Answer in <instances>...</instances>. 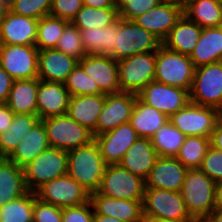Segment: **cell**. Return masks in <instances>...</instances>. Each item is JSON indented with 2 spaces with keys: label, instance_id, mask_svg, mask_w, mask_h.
<instances>
[{
  "label": "cell",
  "instance_id": "3957f363",
  "mask_svg": "<svg viewBox=\"0 0 222 222\" xmlns=\"http://www.w3.org/2000/svg\"><path fill=\"white\" fill-rule=\"evenodd\" d=\"M195 66L188 55L161 45L156 51L155 81L190 91Z\"/></svg>",
  "mask_w": 222,
  "mask_h": 222
},
{
  "label": "cell",
  "instance_id": "60d3db41",
  "mask_svg": "<svg viewBox=\"0 0 222 222\" xmlns=\"http://www.w3.org/2000/svg\"><path fill=\"white\" fill-rule=\"evenodd\" d=\"M55 49L77 60L86 55L82 45L80 30L72 22L66 24Z\"/></svg>",
  "mask_w": 222,
  "mask_h": 222
},
{
  "label": "cell",
  "instance_id": "d6a6232c",
  "mask_svg": "<svg viewBox=\"0 0 222 222\" xmlns=\"http://www.w3.org/2000/svg\"><path fill=\"white\" fill-rule=\"evenodd\" d=\"M183 14L202 28L222 26L220 0H187Z\"/></svg>",
  "mask_w": 222,
  "mask_h": 222
},
{
  "label": "cell",
  "instance_id": "f6af8a7d",
  "mask_svg": "<svg viewBox=\"0 0 222 222\" xmlns=\"http://www.w3.org/2000/svg\"><path fill=\"white\" fill-rule=\"evenodd\" d=\"M200 170L214 182L222 181V151L210 146L203 158Z\"/></svg>",
  "mask_w": 222,
  "mask_h": 222
},
{
  "label": "cell",
  "instance_id": "5b68a950",
  "mask_svg": "<svg viewBox=\"0 0 222 222\" xmlns=\"http://www.w3.org/2000/svg\"><path fill=\"white\" fill-rule=\"evenodd\" d=\"M161 45L162 42L156 36L134 21L119 18L115 50L109 56L119 61L135 54L155 52Z\"/></svg>",
  "mask_w": 222,
  "mask_h": 222
},
{
  "label": "cell",
  "instance_id": "d590c367",
  "mask_svg": "<svg viewBox=\"0 0 222 222\" xmlns=\"http://www.w3.org/2000/svg\"><path fill=\"white\" fill-rule=\"evenodd\" d=\"M186 136L170 121L162 125L150 138L158 157H176Z\"/></svg>",
  "mask_w": 222,
  "mask_h": 222
},
{
  "label": "cell",
  "instance_id": "9c48e42d",
  "mask_svg": "<svg viewBox=\"0 0 222 222\" xmlns=\"http://www.w3.org/2000/svg\"><path fill=\"white\" fill-rule=\"evenodd\" d=\"M121 92L138 94L155 79L156 51L117 61Z\"/></svg>",
  "mask_w": 222,
  "mask_h": 222
},
{
  "label": "cell",
  "instance_id": "d4e9b609",
  "mask_svg": "<svg viewBox=\"0 0 222 222\" xmlns=\"http://www.w3.org/2000/svg\"><path fill=\"white\" fill-rule=\"evenodd\" d=\"M49 147L45 126L39 119L24 135L8 159L23 168Z\"/></svg>",
  "mask_w": 222,
  "mask_h": 222
},
{
  "label": "cell",
  "instance_id": "94428289",
  "mask_svg": "<svg viewBox=\"0 0 222 222\" xmlns=\"http://www.w3.org/2000/svg\"><path fill=\"white\" fill-rule=\"evenodd\" d=\"M2 13H3V12L0 10V20H1Z\"/></svg>",
  "mask_w": 222,
  "mask_h": 222
},
{
  "label": "cell",
  "instance_id": "277c9868",
  "mask_svg": "<svg viewBox=\"0 0 222 222\" xmlns=\"http://www.w3.org/2000/svg\"><path fill=\"white\" fill-rule=\"evenodd\" d=\"M42 121L50 147L69 151L94 141L93 133L67 114L48 117Z\"/></svg>",
  "mask_w": 222,
  "mask_h": 222
},
{
  "label": "cell",
  "instance_id": "816d5d0a",
  "mask_svg": "<svg viewBox=\"0 0 222 222\" xmlns=\"http://www.w3.org/2000/svg\"><path fill=\"white\" fill-rule=\"evenodd\" d=\"M83 5L93 8L118 7L114 0H83Z\"/></svg>",
  "mask_w": 222,
  "mask_h": 222
},
{
  "label": "cell",
  "instance_id": "11a10c76",
  "mask_svg": "<svg viewBox=\"0 0 222 222\" xmlns=\"http://www.w3.org/2000/svg\"><path fill=\"white\" fill-rule=\"evenodd\" d=\"M93 220L94 222H123L114 217L97 214L95 211L93 214Z\"/></svg>",
  "mask_w": 222,
  "mask_h": 222
},
{
  "label": "cell",
  "instance_id": "44dd1931",
  "mask_svg": "<svg viewBox=\"0 0 222 222\" xmlns=\"http://www.w3.org/2000/svg\"><path fill=\"white\" fill-rule=\"evenodd\" d=\"M182 15V8L172 4L160 3L133 21L163 42Z\"/></svg>",
  "mask_w": 222,
  "mask_h": 222
},
{
  "label": "cell",
  "instance_id": "ab89813d",
  "mask_svg": "<svg viewBox=\"0 0 222 222\" xmlns=\"http://www.w3.org/2000/svg\"><path fill=\"white\" fill-rule=\"evenodd\" d=\"M64 85L71 96L104 94L79 63L68 75Z\"/></svg>",
  "mask_w": 222,
  "mask_h": 222
},
{
  "label": "cell",
  "instance_id": "2e32d148",
  "mask_svg": "<svg viewBox=\"0 0 222 222\" xmlns=\"http://www.w3.org/2000/svg\"><path fill=\"white\" fill-rule=\"evenodd\" d=\"M139 138L130 122L122 123L115 129L94 136L103 160L107 165L119 164L126 151Z\"/></svg>",
  "mask_w": 222,
  "mask_h": 222
},
{
  "label": "cell",
  "instance_id": "7a4b0ae2",
  "mask_svg": "<svg viewBox=\"0 0 222 222\" xmlns=\"http://www.w3.org/2000/svg\"><path fill=\"white\" fill-rule=\"evenodd\" d=\"M215 187L200 169H188L180 192L192 218L201 222L213 211Z\"/></svg>",
  "mask_w": 222,
  "mask_h": 222
},
{
  "label": "cell",
  "instance_id": "6f0895ef",
  "mask_svg": "<svg viewBox=\"0 0 222 222\" xmlns=\"http://www.w3.org/2000/svg\"><path fill=\"white\" fill-rule=\"evenodd\" d=\"M161 3L172 4L184 10L187 0H160Z\"/></svg>",
  "mask_w": 222,
  "mask_h": 222
},
{
  "label": "cell",
  "instance_id": "ffe728a7",
  "mask_svg": "<svg viewBox=\"0 0 222 222\" xmlns=\"http://www.w3.org/2000/svg\"><path fill=\"white\" fill-rule=\"evenodd\" d=\"M70 97L64 84L38 78L37 116L43 120L67 114Z\"/></svg>",
  "mask_w": 222,
  "mask_h": 222
},
{
  "label": "cell",
  "instance_id": "1f68e13d",
  "mask_svg": "<svg viewBox=\"0 0 222 222\" xmlns=\"http://www.w3.org/2000/svg\"><path fill=\"white\" fill-rule=\"evenodd\" d=\"M118 20L106 27L80 30L86 55H110L115 50Z\"/></svg>",
  "mask_w": 222,
  "mask_h": 222
},
{
  "label": "cell",
  "instance_id": "8fae6325",
  "mask_svg": "<svg viewBox=\"0 0 222 222\" xmlns=\"http://www.w3.org/2000/svg\"><path fill=\"white\" fill-rule=\"evenodd\" d=\"M143 215L169 221L194 219L188 213L180 191L175 192L158 188H145Z\"/></svg>",
  "mask_w": 222,
  "mask_h": 222
},
{
  "label": "cell",
  "instance_id": "4dcf8cb0",
  "mask_svg": "<svg viewBox=\"0 0 222 222\" xmlns=\"http://www.w3.org/2000/svg\"><path fill=\"white\" fill-rule=\"evenodd\" d=\"M168 121L169 117L166 114L136 98L130 124L139 137L151 138Z\"/></svg>",
  "mask_w": 222,
  "mask_h": 222
},
{
  "label": "cell",
  "instance_id": "680465c9",
  "mask_svg": "<svg viewBox=\"0 0 222 222\" xmlns=\"http://www.w3.org/2000/svg\"><path fill=\"white\" fill-rule=\"evenodd\" d=\"M11 4V0H0V10L5 12L9 10Z\"/></svg>",
  "mask_w": 222,
  "mask_h": 222
},
{
  "label": "cell",
  "instance_id": "f5cc1de1",
  "mask_svg": "<svg viewBox=\"0 0 222 222\" xmlns=\"http://www.w3.org/2000/svg\"><path fill=\"white\" fill-rule=\"evenodd\" d=\"M214 208H222V181L216 182Z\"/></svg>",
  "mask_w": 222,
  "mask_h": 222
},
{
  "label": "cell",
  "instance_id": "7c38bea8",
  "mask_svg": "<svg viewBox=\"0 0 222 222\" xmlns=\"http://www.w3.org/2000/svg\"><path fill=\"white\" fill-rule=\"evenodd\" d=\"M35 193L41 201L60 208L80 206L90 201L89 192L67 174L45 183Z\"/></svg>",
  "mask_w": 222,
  "mask_h": 222
},
{
  "label": "cell",
  "instance_id": "e575fe53",
  "mask_svg": "<svg viewBox=\"0 0 222 222\" xmlns=\"http://www.w3.org/2000/svg\"><path fill=\"white\" fill-rule=\"evenodd\" d=\"M118 19V7L93 8L83 5L71 22L79 30H83L106 27L115 23Z\"/></svg>",
  "mask_w": 222,
  "mask_h": 222
},
{
  "label": "cell",
  "instance_id": "ee69618b",
  "mask_svg": "<svg viewBox=\"0 0 222 222\" xmlns=\"http://www.w3.org/2000/svg\"><path fill=\"white\" fill-rule=\"evenodd\" d=\"M62 208L41 201L34 192L33 222H62Z\"/></svg>",
  "mask_w": 222,
  "mask_h": 222
},
{
  "label": "cell",
  "instance_id": "7bdbcfd3",
  "mask_svg": "<svg viewBox=\"0 0 222 222\" xmlns=\"http://www.w3.org/2000/svg\"><path fill=\"white\" fill-rule=\"evenodd\" d=\"M160 3V0H124L118 5L119 18L133 21Z\"/></svg>",
  "mask_w": 222,
  "mask_h": 222
},
{
  "label": "cell",
  "instance_id": "cb8c5ba5",
  "mask_svg": "<svg viewBox=\"0 0 222 222\" xmlns=\"http://www.w3.org/2000/svg\"><path fill=\"white\" fill-rule=\"evenodd\" d=\"M157 158L158 154L150 138L139 137L126 151L119 165L145 180Z\"/></svg>",
  "mask_w": 222,
  "mask_h": 222
},
{
  "label": "cell",
  "instance_id": "5bb4252c",
  "mask_svg": "<svg viewBox=\"0 0 222 222\" xmlns=\"http://www.w3.org/2000/svg\"><path fill=\"white\" fill-rule=\"evenodd\" d=\"M137 96L146 105L154 107L168 117L190 102L188 90L166 85L155 80L149 82Z\"/></svg>",
  "mask_w": 222,
  "mask_h": 222
},
{
  "label": "cell",
  "instance_id": "db71d44e",
  "mask_svg": "<svg viewBox=\"0 0 222 222\" xmlns=\"http://www.w3.org/2000/svg\"><path fill=\"white\" fill-rule=\"evenodd\" d=\"M201 222H222V208H214L213 211Z\"/></svg>",
  "mask_w": 222,
  "mask_h": 222
},
{
  "label": "cell",
  "instance_id": "6da1fadb",
  "mask_svg": "<svg viewBox=\"0 0 222 222\" xmlns=\"http://www.w3.org/2000/svg\"><path fill=\"white\" fill-rule=\"evenodd\" d=\"M106 166L95 141L67 151V175L89 194L99 190Z\"/></svg>",
  "mask_w": 222,
  "mask_h": 222
},
{
  "label": "cell",
  "instance_id": "e0dca14e",
  "mask_svg": "<svg viewBox=\"0 0 222 222\" xmlns=\"http://www.w3.org/2000/svg\"><path fill=\"white\" fill-rule=\"evenodd\" d=\"M79 64L104 94L121 92L118 63L111 56L85 55L79 60Z\"/></svg>",
  "mask_w": 222,
  "mask_h": 222
},
{
  "label": "cell",
  "instance_id": "bcb514c9",
  "mask_svg": "<svg viewBox=\"0 0 222 222\" xmlns=\"http://www.w3.org/2000/svg\"><path fill=\"white\" fill-rule=\"evenodd\" d=\"M83 7V0H52L51 16L71 22Z\"/></svg>",
  "mask_w": 222,
  "mask_h": 222
},
{
  "label": "cell",
  "instance_id": "52a82bcc",
  "mask_svg": "<svg viewBox=\"0 0 222 222\" xmlns=\"http://www.w3.org/2000/svg\"><path fill=\"white\" fill-rule=\"evenodd\" d=\"M190 102L222 113V61L195 68Z\"/></svg>",
  "mask_w": 222,
  "mask_h": 222
},
{
  "label": "cell",
  "instance_id": "9f6ffc18",
  "mask_svg": "<svg viewBox=\"0 0 222 222\" xmlns=\"http://www.w3.org/2000/svg\"><path fill=\"white\" fill-rule=\"evenodd\" d=\"M141 222H200V221L197 220V219H190V220H185V221H169V220H166V219L144 216L143 220Z\"/></svg>",
  "mask_w": 222,
  "mask_h": 222
},
{
  "label": "cell",
  "instance_id": "ba28073f",
  "mask_svg": "<svg viewBox=\"0 0 222 222\" xmlns=\"http://www.w3.org/2000/svg\"><path fill=\"white\" fill-rule=\"evenodd\" d=\"M221 117L222 113L216 108L189 102L185 107L172 114L169 121L185 136L210 138Z\"/></svg>",
  "mask_w": 222,
  "mask_h": 222
},
{
  "label": "cell",
  "instance_id": "7402d4cb",
  "mask_svg": "<svg viewBox=\"0 0 222 222\" xmlns=\"http://www.w3.org/2000/svg\"><path fill=\"white\" fill-rule=\"evenodd\" d=\"M90 202L97 214L123 222H141L144 217L143 200L114 199L94 192L90 194Z\"/></svg>",
  "mask_w": 222,
  "mask_h": 222
},
{
  "label": "cell",
  "instance_id": "91938a15",
  "mask_svg": "<svg viewBox=\"0 0 222 222\" xmlns=\"http://www.w3.org/2000/svg\"><path fill=\"white\" fill-rule=\"evenodd\" d=\"M124 0H114V3L118 6L121 2H123Z\"/></svg>",
  "mask_w": 222,
  "mask_h": 222
},
{
  "label": "cell",
  "instance_id": "30bf717a",
  "mask_svg": "<svg viewBox=\"0 0 222 222\" xmlns=\"http://www.w3.org/2000/svg\"><path fill=\"white\" fill-rule=\"evenodd\" d=\"M145 188L143 178L115 164L106 166L97 192L114 199L143 200Z\"/></svg>",
  "mask_w": 222,
  "mask_h": 222
},
{
  "label": "cell",
  "instance_id": "74e56055",
  "mask_svg": "<svg viewBox=\"0 0 222 222\" xmlns=\"http://www.w3.org/2000/svg\"><path fill=\"white\" fill-rule=\"evenodd\" d=\"M68 21L51 15L39 19L35 46L39 50L55 49Z\"/></svg>",
  "mask_w": 222,
  "mask_h": 222
},
{
  "label": "cell",
  "instance_id": "f1b7e54d",
  "mask_svg": "<svg viewBox=\"0 0 222 222\" xmlns=\"http://www.w3.org/2000/svg\"><path fill=\"white\" fill-rule=\"evenodd\" d=\"M189 57L195 68L222 61V26L202 28L199 41Z\"/></svg>",
  "mask_w": 222,
  "mask_h": 222
},
{
  "label": "cell",
  "instance_id": "681fc988",
  "mask_svg": "<svg viewBox=\"0 0 222 222\" xmlns=\"http://www.w3.org/2000/svg\"><path fill=\"white\" fill-rule=\"evenodd\" d=\"M14 112L4 103L0 104V134L5 133L11 125Z\"/></svg>",
  "mask_w": 222,
  "mask_h": 222
},
{
  "label": "cell",
  "instance_id": "836d02e7",
  "mask_svg": "<svg viewBox=\"0 0 222 222\" xmlns=\"http://www.w3.org/2000/svg\"><path fill=\"white\" fill-rule=\"evenodd\" d=\"M38 120L37 115L14 114L8 130L0 134V158H8Z\"/></svg>",
  "mask_w": 222,
  "mask_h": 222
},
{
  "label": "cell",
  "instance_id": "8992f818",
  "mask_svg": "<svg viewBox=\"0 0 222 222\" xmlns=\"http://www.w3.org/2000/svg\"><path fill=\"white\" fill-rule=\"evenodd\" d=\"M23 170L27 189L36 192L45 183L67 174V151L49 147Z\"/></svg>",
  "mask_w": 222,
  "mask_h": 222
},
{
  "label": "cell",
  "instance_id": "7dc6e473",
  "mask_svg": "<svg viewBox=\"0 0 222 222\" xmlns=\"http://www.w3.org/2000/svg\"><path fill=\"white\" fill-rule=\"evenodd\" d=\"M62 212V222H94V209L90 201L80 206L62 208Z\"/></svg>",
  "mask_w": 222,
  "mask_h": 222
},
{
  "label": "cell",
  "instance_id": "ac0fdd59",
  "mask_svg": "<svg viewBox=\"0 0 222 222\" xmlns=\"http://www.w3.org/2000/svg\"><path fill=\"white\" fill-rule=\"evenodd\" d=\"M38 19L7 10L0 20V45H35Z\"/></svg>",
  "mask_w": 222,
  "mask_h": 222
},
{
  "label": "cell",
  "instance_id": "484cf974",
  "mask_svg": "<svg viewBox=\"0 0 222 222\" xmlns=\"http://www.w3.org/2000/svg\"><path fill=\"white\" fill-rule=\"evenodd\" d=\"M105 94L71 96L67 115L91 132L96 129Z\"/></svg>",
  "mask_w": 222,
  "mask_h": 222
},
{
  "label": "cell",
  "instance_id": "8d00e7d4",
  "mask_svg": "<svg viewBox=\"0 0 222 222\" xmlns=\"http://www.w3.org/2000/svg\"><path fill=\"white\" fill-rule=\"evenodd\" d=\"M210 147V138L202 136H186L177 160L187 169H200L203 158Z\"/></svg>",
  "mask_w": 222,
  "mask_h": 222
},
{
  "label": "cell",
  "instance_id": "b9f144b4",
  "mask_svg": "<svg viewBox=\"0 0 222 222\" xmlns=\"http://www.w3.org/2000/svg\"><path fill=\"white\" fill-rule=\"evenodd\" d=\"M51 7L52 0H11L9 11L39 20L50 14Z\"/></svg>",
  "mask_w": 222,
  "mask_h": 222
},
{
  "label": "cell",
  "instance_id": "4316f807",
  "mask_svg": "<svg viewBox=\"0 0 222 222\" xmlns=\"http://www.w3.org/2000/svg\"><path fill=\"white\" fill-rule=\"evenodd\" d=\"M201 32L202 27L183 14L162 45L171 51L190 56L199 41Z\"/></svg>",
  "mask_w": 222,
  "mask_h": 222
},
{
  "label": "cell",
  "instance_id": "4fadbf2b",
  "mask_svg": "<svg viewBox=\"0 0 222 222\" xmlns=\"http://www.w3.org/2000/svg\"><path fill=\"white\" fill-rule=\"evenodd\" d=\"M38 55L35 45H0V66L14 80L36 78Z\"/></svg>",
  "mask_w": 222,
  "mask_h": 222
},
{
  "label": "cell",
  "instance_id": "d6986e66",
  "mask_svg": "<svg viewBox=\"0 0 222 222\" xmlns=\"http://www.w3.org/2000/svg\"><path fill=\"white\" fill-rule=\"evenodd\" d=\"M187 171L176 157H158L145 179V187L179 192Z\"/></svg>",
  "mask_w": 222,
  "mask_h": 222
},
{
  "label": "cell",
  "instance_id": "83f0119b",
  "mask_svg": "<svg viewBox=\"0 0 222 222\" xmlns=\"http://www.w3.org/2000/svg\"><path fill=\"white\" fill-rule=\"evenodd\" d=\"M28 191L23 168L8 158H0V207Z\"/></svg>",
  "mask_w": 222,
  "mask_h": 222
},
{
  "label": "cell",
  "instance_id": "603a6c76",
  "mask_svg": "<svg viewBox=\"0 0 222 222\" xmlns=\"http://www.w3.org/2000/svg\"><path fill=\"white\" fill-rule=\"evenodd\" d=\"M79 60L56 49L39 50L38 78L64 84Z\"/></svg>",
  "mask_w": 222,
  "mask_h": 222
},
{
  "label": "cell",
  "instance_id": "f907efd6",
  "mask_svg": "<svg viewBox=\"0 0 222 222\" xmlns=\"http://www.w3.org/2000/svg\"><path fill=\"white\" fill-rule=\"evenodd\" d=\"M210 146L222 151V117L217 121L210 137Z\"/></svg>",
  "mask_w": 222,
  "mask_h": 222
},
{
  "label": "cell",
  "instance_id": "f546056e",
  "mask_svg": "<svg viewBox=\"0 0 222 222\" xmlns=\"http://www.w3.org/2000/svg\"><path fill=\"white\" fill-rule=\"evenodd\" d=\"M38 77L14 80L6 105L14 114L37 115Z\"/></svg>",
  "mask_w": 222,
  "mask_h": 222
},
{
  "label": "cell",
  "instance_id": "c3c4849f",
  "mask_svg": "<svg viewBox=\"0 0 222 222\" xmlns=\"http://www.w3.org/2000/svg\"><path fill=\"white\" fill-rule=\"evenodd\" d=\"M14 79L0 66V104L7 101Z\"/></svg>",
  "mask_w": 222,
  "mask_h": 222
},
{
  "label": "cell",
  "instance_id": "9a60e30c",
  "mask_svg": "<svg viewBox=\"0 0 222 222\" xmlns=\"http://www.w3.org/2000/svg\"><path fill=\"white\" fill-rule=\"evenodd\" d=\"M137 97V94L129 92L105 94V102L93 135H100L122 123L130 122Z\"/></svg>",
  "mask_w": 222,
  "mask_h": 222
},
{
  "label": "cell",
  "instance_id": "f35d334b",
  "mask_svg": "<svg viewBox=\"0 0 222 222\" xmlns=\"http://www.w3.org/2000/svg\"><path fill=\"white\" fill-rule=\"evenodd\" d=\"M33 209L34 192L28 191L0 207V222H33Z\"/></svg>",
  "mask_w": 222,
  "mask_h": 222
}]
</instances>
